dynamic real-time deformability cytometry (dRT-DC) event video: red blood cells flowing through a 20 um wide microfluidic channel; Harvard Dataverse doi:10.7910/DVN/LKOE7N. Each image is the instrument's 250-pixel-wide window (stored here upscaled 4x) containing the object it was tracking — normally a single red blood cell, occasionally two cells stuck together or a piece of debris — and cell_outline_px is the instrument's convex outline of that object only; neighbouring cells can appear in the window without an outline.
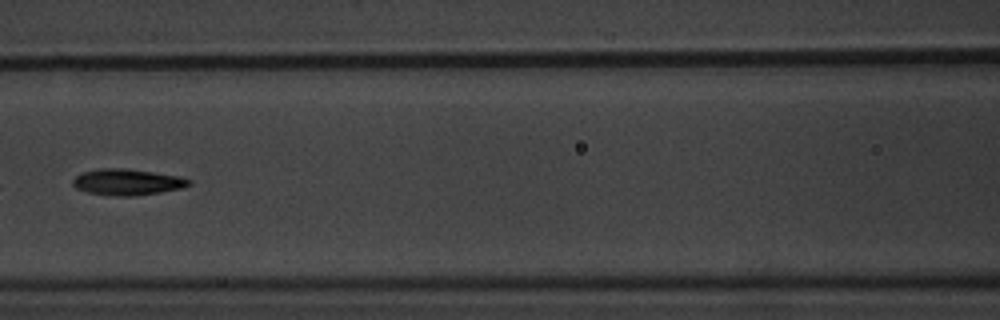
{"species": "common noctule bat (a hibernating species)", "species_latin": "Nyctalus noctula", "temperature_condition": "warm", "stored_images_in_passage": 8, "camera_frame_rate_fps": 3000, "um_per_image_px": 0.085, "animal": {"sex": "male", "body_mass_g": 20.1, "forearm_length_mm": 53.5}, "frame": {"image": 1, "passage_image": 7, "time_ms": 7.667, "image_size_px": [1000, 320], "cell_outline_px": [[192, 184], [180, 188], [160, 192], [132, 196], [116, 196], [88, 192], [76, 188], [72, 184], [72, 180], [76, 176], [84, 172], [100, 168], [124, 168], [180, 176], [192, 180]], "centroid_in_image_um": [10.83, 15.47], "position_along_channel_um": 155.8, "area_um2": 17.57}}